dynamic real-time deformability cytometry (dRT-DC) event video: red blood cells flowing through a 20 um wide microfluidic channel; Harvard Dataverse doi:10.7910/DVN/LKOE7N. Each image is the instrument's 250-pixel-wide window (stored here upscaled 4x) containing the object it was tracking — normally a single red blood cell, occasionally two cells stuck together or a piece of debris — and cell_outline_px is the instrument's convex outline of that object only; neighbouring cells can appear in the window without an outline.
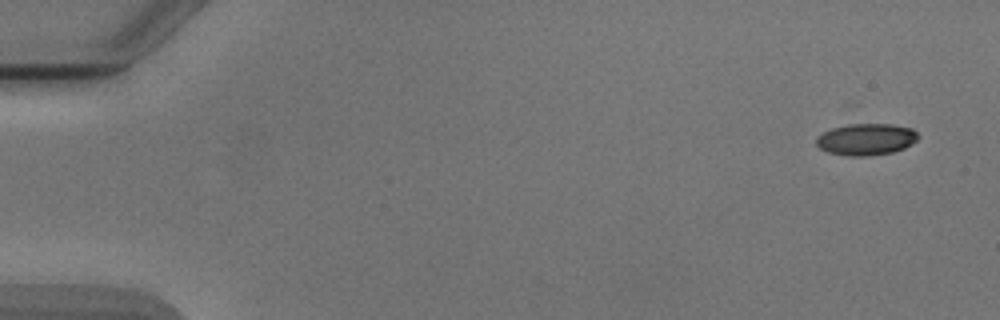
{"species": "Egyptian fruit bat (a non-hibernating species)", "species_latin": "Rousettus aegyptiacus", "temperature_condition": "cold", "stored_images_in_passage": 5, "camera_frame_rate_fps": 3000, "um_per_image_px": 0.085, "animal": {"sex": "male"}, "frame": {"image": 1, "passage_image": 1, "time_ms": 0.0, "image_size_px": [1000, 320], "cell_outline_px": [[920, 136], [912, 144], [904, 148], [892, 152], [868, 156], [848, 156], [828, 152], [820, 148], [816, 144], [816, 136], [832, 128], [848, 124], [892, 124], [912, 128]], "centroid_in_image_um": [73.63, 11.84], "position_along_channel_um": 11.4, "area_um2": 18.84}}
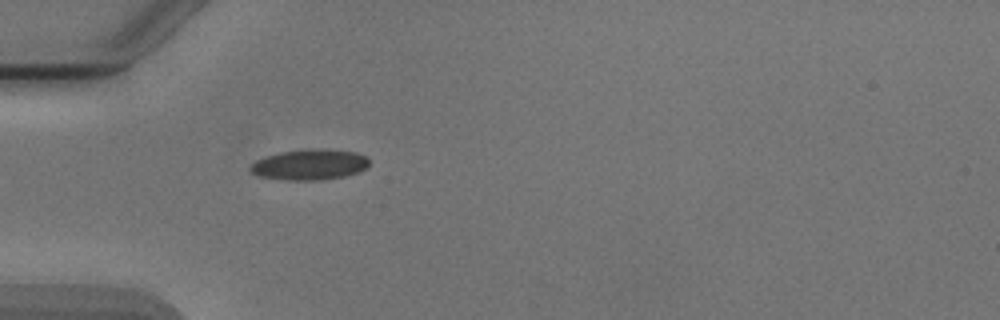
{"frame": {"image": 2, "passage_image": 5, "time_ms": 4.667, "image_size_px": [1000, 320], "cell_outline_px": [[368, 164], [364, 168], [356, 172], [344, 176], [312, 180], [288, 180], [260, 176], [252, 172], [248, 168], [256, 160], [280, 152], [304, 148], [328, 148], [356, 152], [368, 156]], "centroid_in_image_um": [26.33, 13.96], "position_along_channel_um": 58.7, "area_um2": 21.15}}